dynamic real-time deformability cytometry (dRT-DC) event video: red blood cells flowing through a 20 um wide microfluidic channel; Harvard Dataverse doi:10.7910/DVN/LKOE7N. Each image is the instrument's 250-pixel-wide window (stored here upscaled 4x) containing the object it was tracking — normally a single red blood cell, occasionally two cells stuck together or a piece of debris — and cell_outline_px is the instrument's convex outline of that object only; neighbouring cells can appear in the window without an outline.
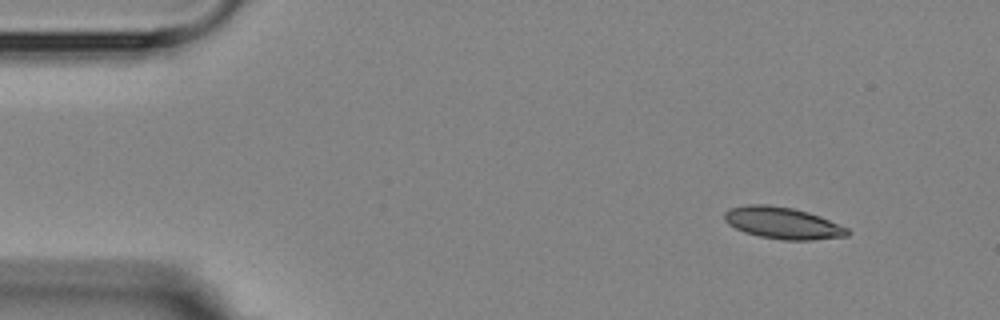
{"species": "Egyptian fruit bat (a non-hibernating species)", "species_latin": "Rousettus aegyptiacus", "temperature_condition": "room temperature", "stored_images_in_passage": 3, "camera_frame_rate_fps": 3000, "um_per_image_px": 0.085, "animal": {"sex": "female"}, "frame": {"image": 1, "passage_image": 1, "time_ms": 0.0, "image_size_px": [1000, 320], "cell_outline_px": [[852, 232], [848, 236], [812, 240], [784, 240], [760, 236], [744, 232], [728, 224], [724, 220], [724, 212], [728, 208], [748, 204], [768, 204], [792, 208], [808, 212], [820, 216], [848, 228]], "centroid_in_image_um": [66.53, 18.95], "position_along_channel_um": 18.5, "area_um2": 22.89}}
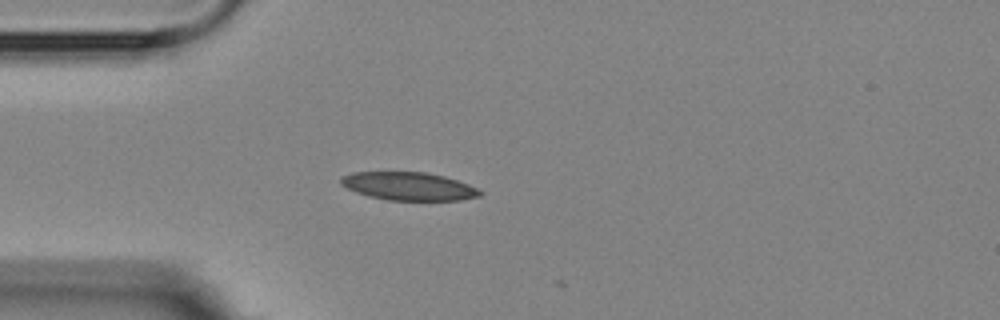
{"frame": {"image": 2, "passage_image": 3, "time_ms": 3.0, "image_size_px": [1000, 320], "cell_outline_px": [[484, 192], [480, 196], [460, 200], [388, 200], [368, 196], [356, 192], [340, 184], [340, 180], [344, 176], [352, 172], [424, 172], [444, 176], [480, 188]], "centroid_in_image_um": [34.77, 15.83], "position_along_channel_um": 50.2, "area_um2": 22.77}}